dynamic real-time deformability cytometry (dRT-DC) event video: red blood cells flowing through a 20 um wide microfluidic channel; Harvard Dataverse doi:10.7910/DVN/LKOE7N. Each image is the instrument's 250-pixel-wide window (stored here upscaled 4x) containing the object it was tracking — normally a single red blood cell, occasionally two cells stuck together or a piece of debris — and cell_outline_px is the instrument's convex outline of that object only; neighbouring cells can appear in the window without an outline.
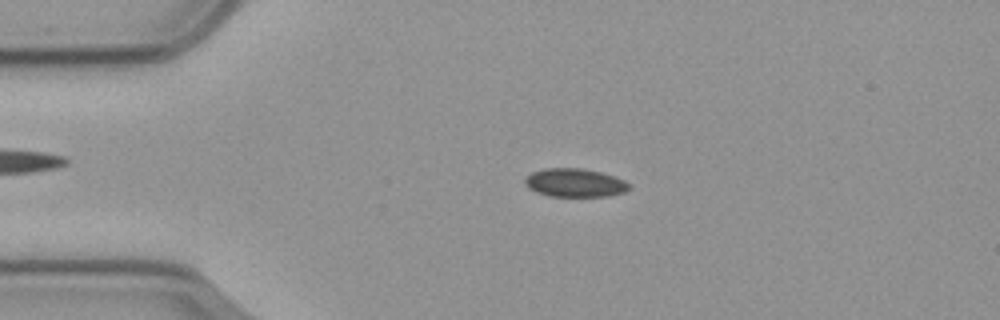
{"species": "common noctule bat (a hibernating species)", "species_latin": "Nyctalus noctula", "temperature_condition": "cold", "stored_images_in_passage": 57, "camera_frame_rate_fps": 3000, "um_per_image_px": 0.085, "animal": {"sex": "male", "body_mass_g": 23.1, "forearm_length_mm": 52.7}, "frame": {"image": 1, "passage_image": 12, "time_ms": 3.667, "image_size_px": [1000, 320], "cell_outline_px": [[628, 188], [624, 192], [608, 196], [548, 196], [536, 192], [528, 188], [524, 184], [524, 180], [532, 172], [544, 168], [580, 168], [600, 172], [624, 180], [628, 184]], "centroid_in_image_um": [48.81, 15.54], "position_along_channel_um": 36.2, "area_um2": 17.11}}
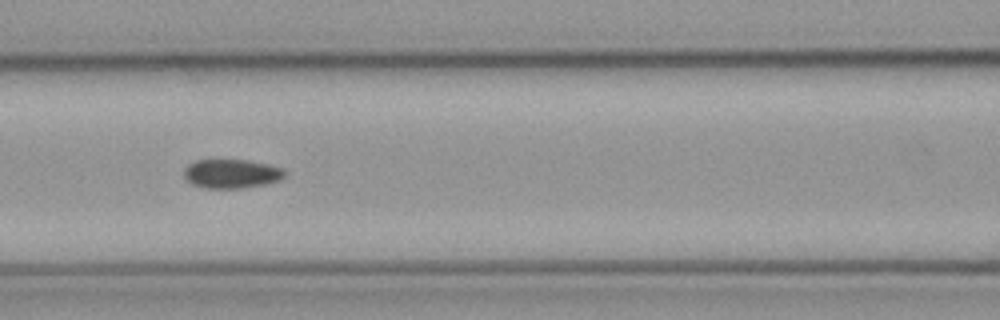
{"frame": {"image": 2, "passage_image": 24, "time_ms": 7.667, "image_size_px": [1000, 320], "cell_outline_px": [[284, 176], [276, 180], [264, 184], [240, 188], [204, 188], [192, 184], [184, 176], [184, 168], [188, 164], [196, 160], [248, 160], [268, 164], [284, 168]], "centroid_in_image_um": [19.64, 14.75], "position_along_channel_um": 147.0, "area_um2": 16.88}}
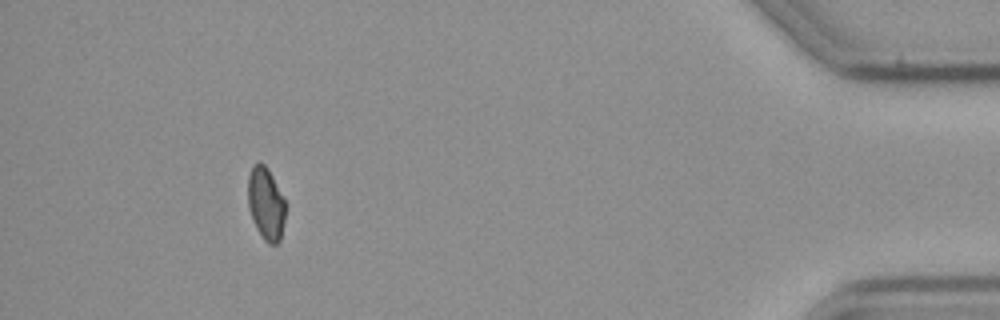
{"frame": {"image": 3, "passage_image": 52, "time_ms": 17.0, "image_size_px": [1000, 320], "cell_outline_px": [[284, 220], [280, 240], [276, 244], [268, 244], [264, 240], [256, 228], [252, 220], [248, 204], [248, 176], [252, 164], [260, 160], [268, 168], [284, 200]], "centroid_in_image_um": [22.57, 17.28], "position_along_channel_um": 412.6, "area_um2": 15.84}, "authors_computed_cell_mechanics": {"area_um2": 17.1088, "velocity_mm_per_s": 3.5814, "shape_relaxation_time_tau1_ms": null, "shape_relaxation_time_tau2_ms": 5.1243, "deformation_change_tau1": null, "deformation_change_tau2": 0.0902}}